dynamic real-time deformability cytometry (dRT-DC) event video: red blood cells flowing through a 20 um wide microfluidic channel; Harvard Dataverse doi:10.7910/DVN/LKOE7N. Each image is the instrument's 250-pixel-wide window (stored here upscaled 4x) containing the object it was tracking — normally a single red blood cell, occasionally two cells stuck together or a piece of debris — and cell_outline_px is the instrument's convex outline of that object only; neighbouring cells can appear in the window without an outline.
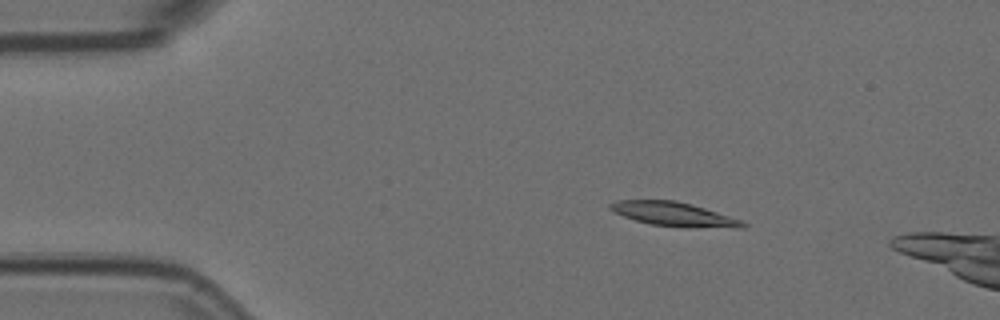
{"species": "Egyptian fruit bat (a non-hibernating species)", "species_latin": "Rousettus aegyptiacus", "temperature_condition": "room temperature", "stored_images_in_passage": 15, "camera_frame_rate_fps": 3000, "um_per_image_px": 0.085, "animal": {"sex": "female"}, "frame": {"image": 1, "passage_image": 9, "time_ms": 2.667, "image_size_px": [1000, 320], "cell_outline_px": [[748, 224], [744, 228], [736, 228], [652, 224], [636, 220], [624, 216], [608, 208], [608, 204], [620, 200], [676, 200], [704, 208], [740, 220]], "centroid_in_image_um": [57.25, 18.18], "position_along_channel_um": 27.8, "area_um2": 17.74}}